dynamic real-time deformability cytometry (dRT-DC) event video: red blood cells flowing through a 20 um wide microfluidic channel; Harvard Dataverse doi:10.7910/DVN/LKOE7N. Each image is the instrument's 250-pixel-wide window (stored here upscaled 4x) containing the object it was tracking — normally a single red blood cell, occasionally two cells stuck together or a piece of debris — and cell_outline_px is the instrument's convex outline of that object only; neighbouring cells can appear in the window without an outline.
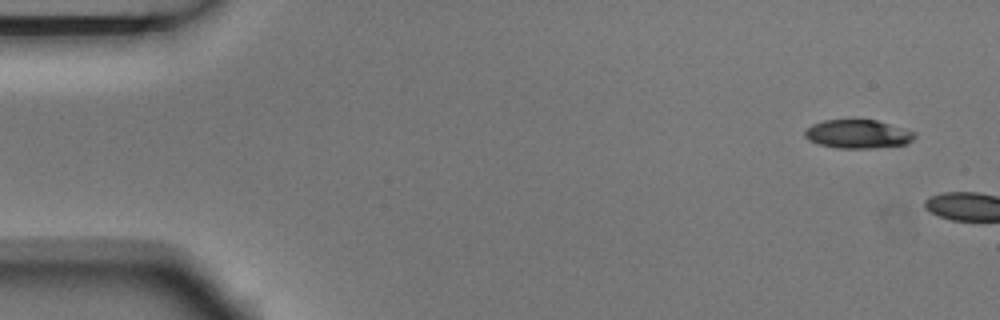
{"species": "Egyptian fruit bat (a non-hibernating species)", "species_latin": "Rousettus aegyptiacus", "temperature_condition": "room temperature", "stored_images_in_passage": 4, "camera_frame_rate_fps": 3000, "um_per_image_px": 0.085, "animal": {"sex": "male"}, "frame": {"image": 1, "passage_image": 1, "time_ms": 0.0, "image_size_px": [1000, 320], "cell_outline_px": [[916, 136], [912, 140], [904, 144], [872, 148], [836, 148], [816, 144], [808, 140], [804, 136], [804, 132], [812, 124], [824, 120], [876, 120], [916, 132]], "centroid_in_image_um": [72.88, 11.4], "position_along_channel_um": 12.1, "area_um2": 18.26}}